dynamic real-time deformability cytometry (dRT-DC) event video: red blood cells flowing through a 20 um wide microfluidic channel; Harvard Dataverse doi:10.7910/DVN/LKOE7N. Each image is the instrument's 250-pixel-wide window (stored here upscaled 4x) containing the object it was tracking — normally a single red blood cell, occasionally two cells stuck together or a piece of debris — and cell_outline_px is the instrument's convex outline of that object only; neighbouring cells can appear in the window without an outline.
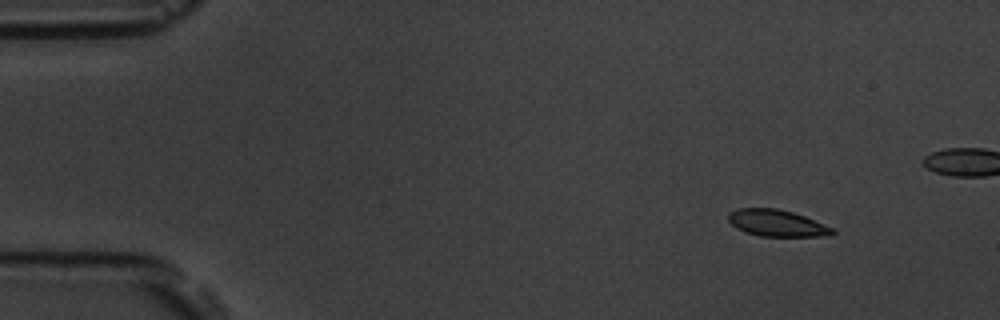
{"species": "common noctule bat (a hibernating species)", "species_latin": "Nyctalus noctula", "temperature_condition": "room temperature", "stored_images_in_passage": 17, "camera_frame_rate_fps": 3000, "um_per_image_px": 0.085, "animal": {"sex": "male", "body_mass_g": 19.5, "forearm_length_mm": 54.6}, "frame": {"image": 1, "passage_image": 6, "time_ms": 1.667, "image_size_px": [1000, 320], "cell_outline_px": [[836, 232], [832, 236], [760, 236], [736, 228], [728, 220], [728, 212], [736, 208], [776, 208], [792, 212], [804, 216], [836, 228]], "centroid_in_image_um": [66.07, 18.96], "position_along_channel_um": 18.9, "area_um2": 16.3}}